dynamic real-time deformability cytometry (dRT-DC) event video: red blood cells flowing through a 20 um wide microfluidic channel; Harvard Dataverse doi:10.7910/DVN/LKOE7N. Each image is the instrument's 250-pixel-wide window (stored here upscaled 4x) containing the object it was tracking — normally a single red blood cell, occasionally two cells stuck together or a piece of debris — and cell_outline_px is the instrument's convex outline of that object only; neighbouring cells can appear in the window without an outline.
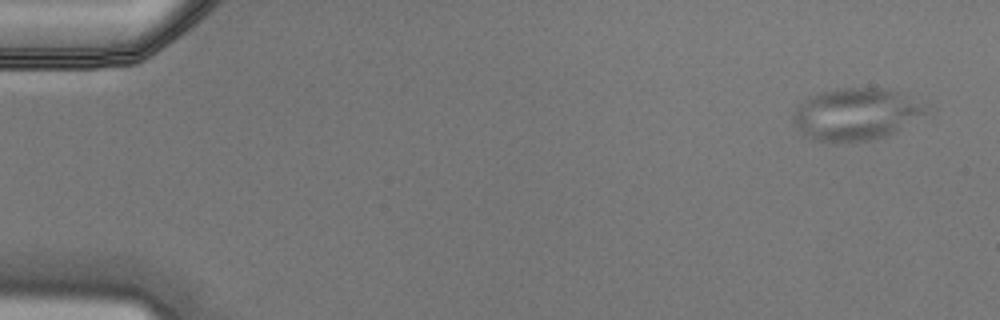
{"species": "Egyptian fruit bat (a non-hibernating species)", "species_latin": "Rousettus aegyptiacus", "temperature_condition": "cold", "stored_images_in_passage": 4, "camera_frame_rate_fps": 3000, "um_per_image_px": 0.085, "animal": {"sex": "male"}, "frame": {"image": 1, "passage_image": 1, "time_ms": 0.0, "image_size_px": [1000, 320], "cell_outline_px": [[928, 108], [924, 112], [896, 132], [872, 140], [812, 140], [804, 136], [796, 128], [792, 120], [792, 112], [796, 104], [820, 92], [836, 88], [884, 88], [896, 92], [928, 104]], "centroid_in_image_um": [72.68, 9.68], "position_along_channel_um": 12.3, "area_um2": 39.82}}